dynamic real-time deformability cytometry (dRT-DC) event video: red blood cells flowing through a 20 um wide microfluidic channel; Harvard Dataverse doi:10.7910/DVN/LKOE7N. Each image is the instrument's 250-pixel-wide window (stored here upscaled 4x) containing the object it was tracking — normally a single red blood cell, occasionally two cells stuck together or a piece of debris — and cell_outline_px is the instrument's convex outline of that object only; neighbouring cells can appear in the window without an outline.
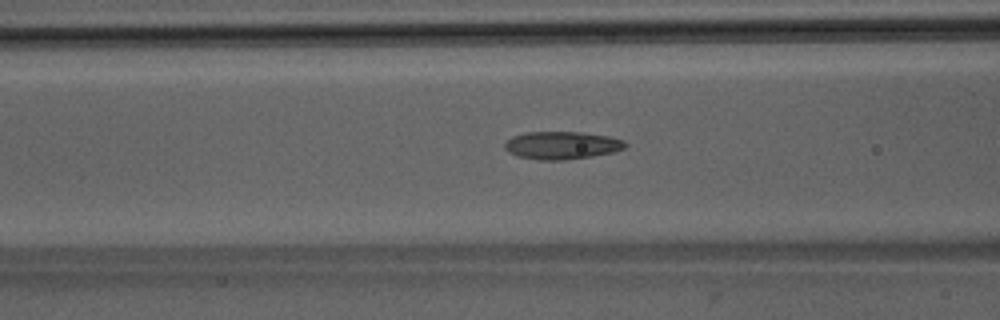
{"species": "Egyptian fruit bat (a non-hibernating species)", "species_latin": "Rousettus aegyptiacus", "temperature_condition": "room temperature", "stored_images_in_passage": 49, "camera_frame_rate_fps": 3000, "um_per_image_px": 0.085, "animal": {"sex": "male"}, "frame": {"image": 1, "passage_image": 18, "time_ms": 5.667, "image_size_px": [1000, 320], "cell_outline_px": [[628, 144], [624, 148], [612, 152], [592, 156], [564, 160], [540, 160], [516, 156], [508, 152], [504, 148], [504, 144], [512, 136], [524, 132], [580, 132], [608, 136], [624, 140]], "centroid_in_image_um": [47.73, 12.35], "position_along_channel_um": 118.9, "area_um2": 19.54}}
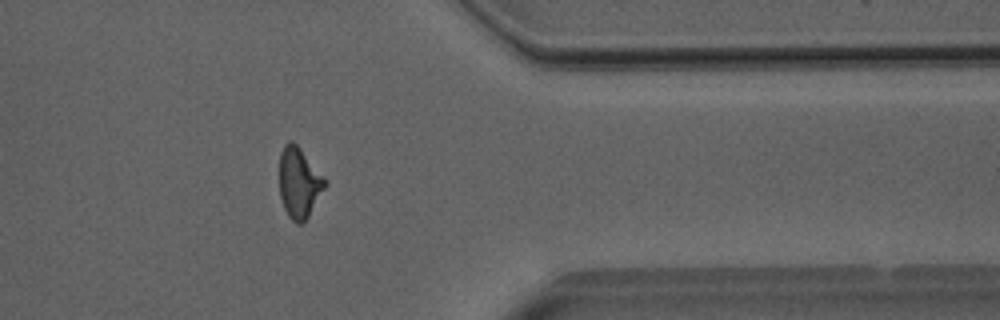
{"frame": {"image": 2, "passage_image": 39, "time_ms": 12.667, "image_size_px": [1000, 320], "cell_outline_px": [[328, 184], [308, 216], [300, 224], [296, 224], [288, 216], [284, 208], [280, 196], [280, 152], [284, 144], [292, 140], [300, 148]], "centroid_in_image_um": [25.41, 15.54], "position_along_channel_um": 386.0, "area_um2": 18.38}}
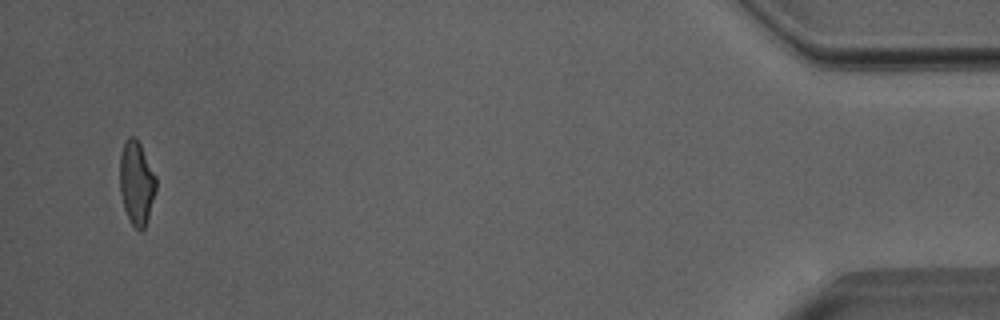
{"frame": {"image": 3, "passage_image": 47, "time_ms": 15.333, "image_size_px": [1000, 320], "cell_outline_px": [[156, 192], [144, 228], [140, 232], [128, 220], [124, 208], [120, 192], [120, 156], [124, 140], [128, 136], [136, 136], [156, 176]], "centroid_in_image_um": [11.6, 15.53], "position_along_channel_um": 423.6, "area_um2": 17.74}, "authors_computed_cell_mechanics": {"area_um2": 18.6694, "velocity_mm_per_s": 4.0157, "shape_relaxation_time_tau1_ms": 9.0113, "shape_relaxation_time_tau2_ms": 1.7192, "deformation_change_tau1": 0.236, "deformation_change_tau2": 0.1074}}